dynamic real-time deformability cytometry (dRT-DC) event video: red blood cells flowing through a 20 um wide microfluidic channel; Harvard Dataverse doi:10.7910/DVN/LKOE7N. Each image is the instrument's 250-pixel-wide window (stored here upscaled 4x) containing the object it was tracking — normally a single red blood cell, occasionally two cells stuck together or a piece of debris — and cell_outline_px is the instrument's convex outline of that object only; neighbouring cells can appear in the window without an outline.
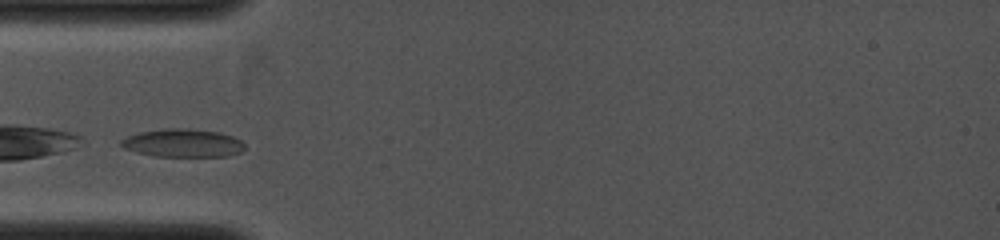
{"species": "common noctule bat (a hibernating species)", "species_latin": "Nyctalus noctula", "temperature_condition": "cold", "stored_images_in_passage": 3, "camera_frame_rate_fps": 4000, "um_per_image_px": 0.085, "animal": {"sex": "female", "body_mass_g": 19.0, "forearm_length_mm": 53.3}, "frame": {"image": 1, "passage_image": 1, "time_ms": 0.0, "image_size_px": [1000, 240], "cell_outline_px": [[244, 148], [240, 152], [228, 156], [156, 156], [136, 152], [124, 148], [120, 144], [120, 140], [128, 136], [140, 132], [164, 128], [188, 128], [220, 132], [232, 136], [240, 140], [244, 144]], "centroid_in_image_um": [15.54, 12.15], "position_along_channel_um": 69.5, "area_um2": 20.23}}
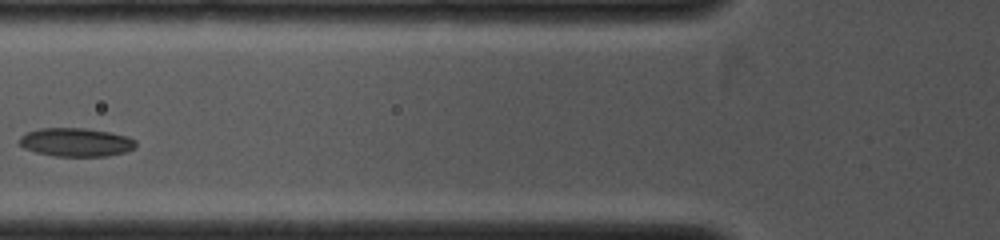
{"frame": {"image": 2, "passage_image": 2, "time_ms": 1.0, "image_size_px": [1000, 240], "cell_outline_px": [[136, 144], [132, 148], [124, 152], [108, 156], [56, 156], [36, 152], [24, 148], [20, 144], [20, 136], [28, 132], [40, 128], [84, 128], [108, 132], [128, 136], [136, 140]], "centroid_in_image_um": [6.46, 12.09], "position_along_channel_um": 119.3, "area_um2": 19.19}}
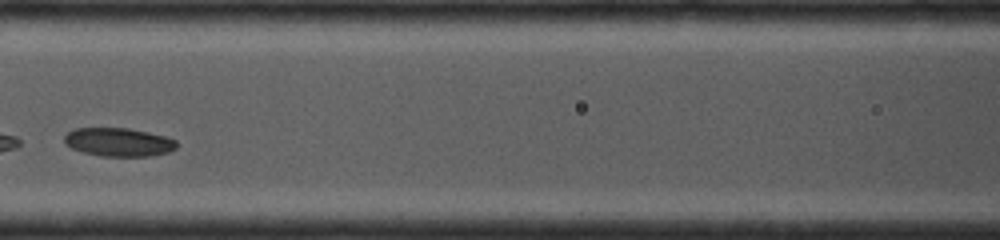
{"frame": {"image": 3, "passage_image": 3, "time_ms": 1.75, "image_size_px": [1000, 240], "cell_outline_px": [[176, 148], [168, 152], [152, 156], [100, 156], [84, 152], [72, 148], [64, 144], [64, 136], [72, 128], [128, 128], [168, 136], [176, 140]], "centroid_in_image_um": [10.08, 12.07], "position_along_channel_um": 156.5, "area_um2": 18.79}}